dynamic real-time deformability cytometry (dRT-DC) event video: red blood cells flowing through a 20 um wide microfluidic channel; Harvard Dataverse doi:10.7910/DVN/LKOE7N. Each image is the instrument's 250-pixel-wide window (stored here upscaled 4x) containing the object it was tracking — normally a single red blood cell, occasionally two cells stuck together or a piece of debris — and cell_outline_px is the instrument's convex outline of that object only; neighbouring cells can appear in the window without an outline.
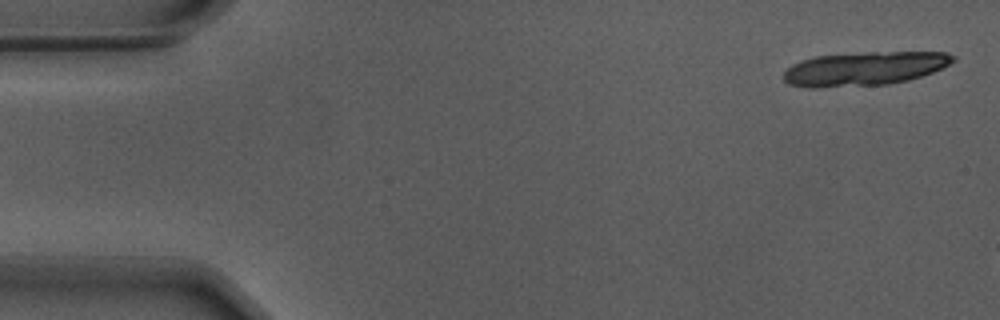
{"species": "Egyptian fruit bat (a non-hibernating species)", "species_latin": "Rousettus aegyptiacus", "temperature_condition": "warm", "stored_images_in_passage": 7, "camera_frame_rate_fps": 3000, "um_per_image_px": 0.085, "animal": {"sex": "male"}, "frame": {"image": 1, "passage_image": 1, "time_ms": 0.0, "image_size_px": [1000, 320], "cell_outline_px": [[956, 60], [932, 72], [908, 80], [884, 84], [816, 88], [808, 88], [788, 84], [784, 80], [784, 72], [792, 64], [800, 60], [816, 56], [868, 52], [944, 52], [956, 56]], "centroid_in_image_um": [73.44, 5.83], "position_along_channel_um": 11.6, "area_um2": 33.23}}